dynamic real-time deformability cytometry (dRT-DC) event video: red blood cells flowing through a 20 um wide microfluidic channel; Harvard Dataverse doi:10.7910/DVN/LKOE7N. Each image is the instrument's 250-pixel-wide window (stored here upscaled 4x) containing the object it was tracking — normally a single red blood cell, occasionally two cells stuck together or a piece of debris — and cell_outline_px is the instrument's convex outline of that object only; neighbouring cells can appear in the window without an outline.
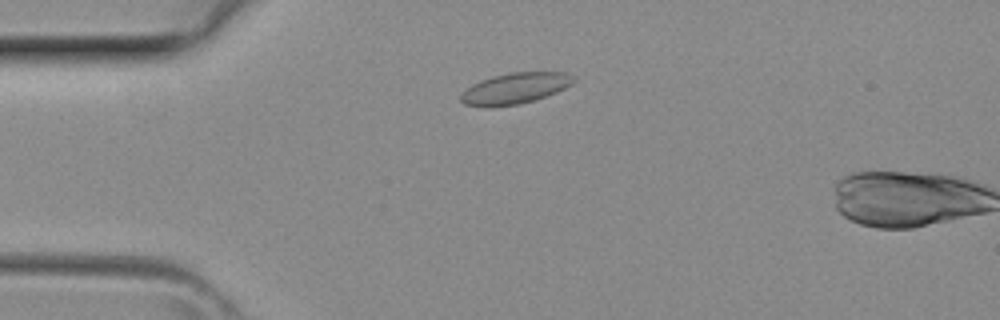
{"species": "common noctule bat (a hibernating species)", "species_latin": "Nyctalus noctula", "temperature_condition": "room temperature", "stored_images_in_passage": 4, "camera_frame_rate_fps": 3000, "um_per_image_px": 0.085, "animal": {"sex": "female", "body_mass_g": 29.2, "forearm_length_mm": 56.3}, "frame": {"image": 1, "passage_image": 4, "time_ms": 1.0, "image_size_px": [1000, 320], "cell_outline_px": [[576, 80], [572, 84], [556, 92], [532, 100], [516, 104], [464, 104], [460, 100], [460, 96], [472, 84], [480, 80], [492, 76], [508, 72], [568, 72], [576, 76]], "centroid_in_image_um": [43.87, 7.44], "position_along_channel_um": 41.1, "area_um2": 19.65}}